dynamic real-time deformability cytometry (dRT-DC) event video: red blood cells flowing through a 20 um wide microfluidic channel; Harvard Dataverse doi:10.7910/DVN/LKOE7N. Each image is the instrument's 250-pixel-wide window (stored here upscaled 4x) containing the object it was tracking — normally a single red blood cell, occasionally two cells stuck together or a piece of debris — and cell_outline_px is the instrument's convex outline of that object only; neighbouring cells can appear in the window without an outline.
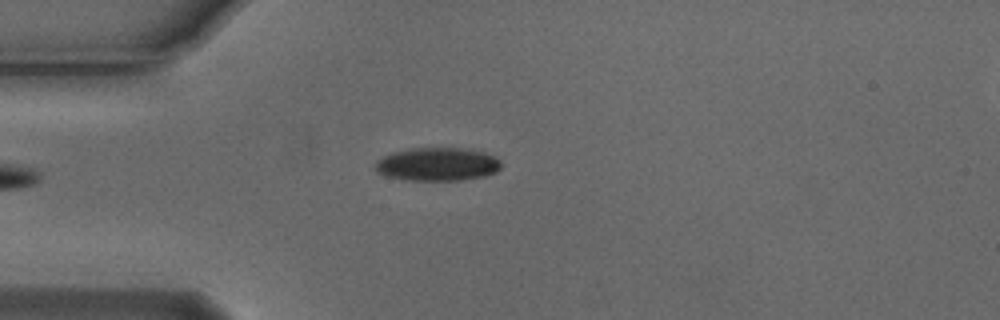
{"species": "Egyptian fruit bat (a non-hibernating species)", "species_latin": "Rousettus aegyptiacus", "temperature_condition": "cold", "stored_images_in_passage": 37, "camera_frame_rate_fps": 3000, "um_per_image_px": 0.085, "animal": {"sex": "male"}, "frame": {"image": 1, "passage_image": 1, "time_ms": 0.0, "image_size_px": [1000, 320], "cell_outline_px": [[500, 168], [496, 172], [484, 176], [460, 180], [408, 180], [384, 176], [376, 172], [376, 160], [392, 152], [408, 148], [460, 148], [484, 152], [500, 160]], "centroid_in_image_um": [37.14, 13.96], "position_along_channel_um": 47.9, "area_um2": 24.39}}
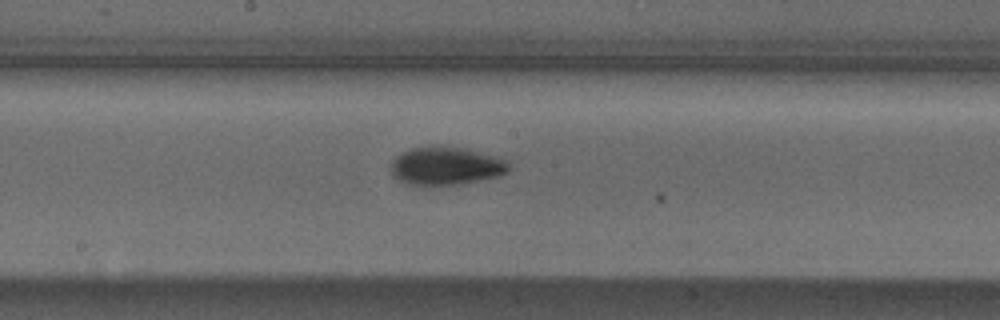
{"frame": {"image": 2, "passage_image": 15, "time_ms": 4.667, "image_size_px": [1000, 320], "cell_outline_px": [[512, 168], [508, 172], [500, 176], [460, 184], [408, 184], [396, 180], [392, 176], [392, 160], [400, 152], [412, 148], [436, 144], [440, 144], [492, 156], [504, 160]], "centroid_in_image_um": [37.86, 14.1], "position_along_channel_um": 210.3, "area_um2": 26.01}}
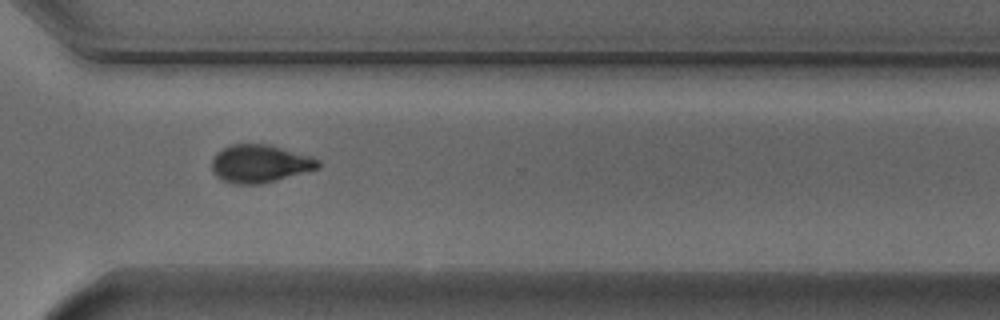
{"frame": {"image": 3, "passage_image": 26, "time_ms": 8.333, "image_size_px": [1000, 320], "cell_outline_px": [[320, 168], [276, 180], [260, 184], [232, 184], [216, 176], [212, 172], [212, 160], [216, 152], [232, 144], [268, 144], [308, 156], [320, 160]], "centroid_in_image_um": [22.06, 13.92], "position_along_channel_um": 348.5, "area_um2": 23.29}, "authors_computed_cell_mechanics": {"area_um2": 24.9118, "velocity_mm_per_s": 3.7772, "shape_relaxation_time_tau1_ms": 2.6136, "shape_relaxation_time_tau2_ms": 3.6216, "deformation_change_tau1": 0.1393, "deformation_change_tau2": 0.0766}}